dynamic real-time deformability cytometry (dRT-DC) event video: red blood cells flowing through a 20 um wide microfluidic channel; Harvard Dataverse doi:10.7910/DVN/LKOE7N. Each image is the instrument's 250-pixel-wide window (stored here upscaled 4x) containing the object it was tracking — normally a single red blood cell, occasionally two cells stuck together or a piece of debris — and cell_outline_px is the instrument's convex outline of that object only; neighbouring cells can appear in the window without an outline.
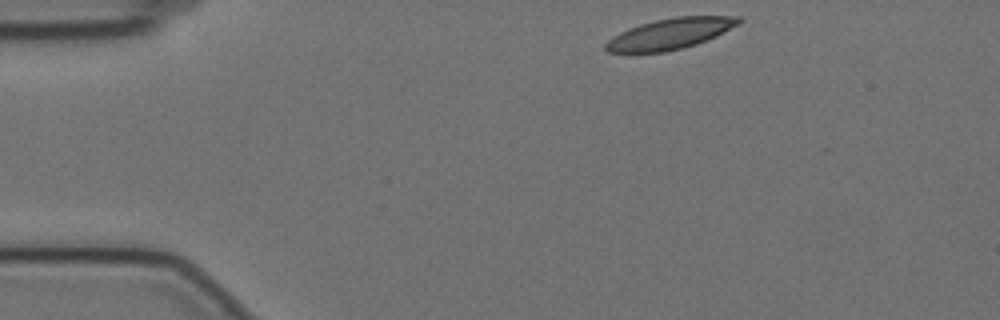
{"species": "Egyptian fruit bat (a non-hibernating species)", "species_latin": "Rousettus aegyptiacus", "temperature_condition": "cold", "stored_images_in_passage": 50, "camera_frame_rate_fps": 3000, "um_per_image_px": 0.085, "animal": {"sex": "female"}, "frame": {"image": 1, "passage_image": 1, "time_ms": 0.0, "image_size_px": [1000, 320], "cell_outline_px": [[744, 20], [740, 24], [716, 36], [696, 44], [684, 48], [664, 52], [628, 56], [608, 52], [604, 48], [604, 44], [612, 36], [620, 32], [640, 24], [656, 20], [676, 16], [740, 16]], "centroid_in_image_um": [56.89, 2.92], "position_along_channel_um": 28.1, "area_um2": 24.74}}
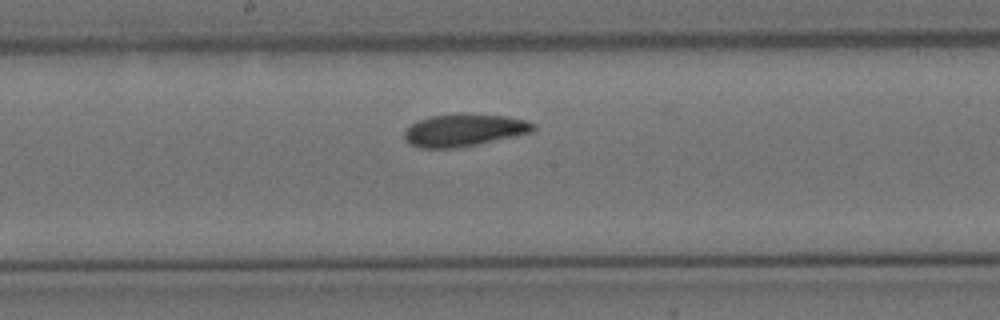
{"frame": {"image": 2, "passage_image": 22, "time_ms": 7.0, "image_size_px": [1000, 320], "cell_outline_px": [[536, 128], [532, 132], [476, 144], [456, 148], [420, 148], [408, 144], [404, 140], [404, 132], [412, 124], [420, 120], [432, 116], [460, 112], [504, 116], [528, 120], [536, 124]], "centroid_in_image_um": [39.44, 11.05], "position_along_channel_um": 208.8, "area_um2": 24.45}}
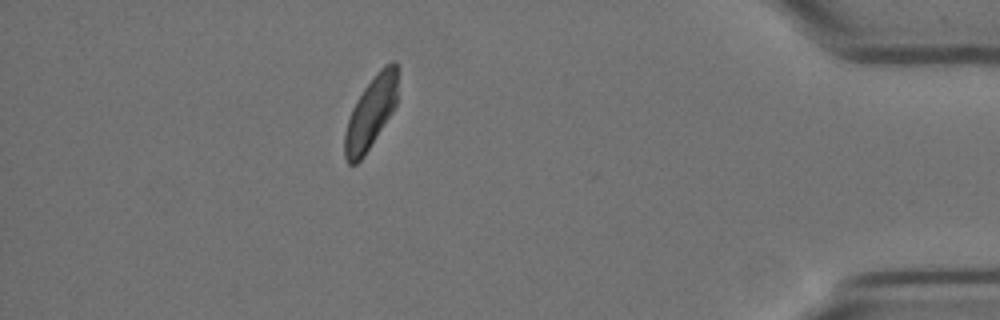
{"frame": {"image": 3, "passage_image": 43, "time_ms": 14.0, "image_size_px": [1000, 320], "cell_outline_px": [[396, 104], [392, 112], [364, 156], [356, 164], [348, 164], [344, 156], [344, 132], [352, 108], [356, 100], [364, 88], [376, 72], [384, 64], [392, 60], [396, 60]], "centroid_in_image_um": [31.49, 9.59], "position_along_channel_um": 403.7, "area_um2": 22.02}, "authors_computed_cell_mechanics": {"area_um2": 24.0159, "velocity_mm_per_s": 3.4383, "shape_relaxation_time_tau1_ms": 4.6679, "shape_relaxation_time_tau2_ms": 3.8843, "deformation_change_tau1": 0.1219, "deformation_change_tau2": 0.0833}}